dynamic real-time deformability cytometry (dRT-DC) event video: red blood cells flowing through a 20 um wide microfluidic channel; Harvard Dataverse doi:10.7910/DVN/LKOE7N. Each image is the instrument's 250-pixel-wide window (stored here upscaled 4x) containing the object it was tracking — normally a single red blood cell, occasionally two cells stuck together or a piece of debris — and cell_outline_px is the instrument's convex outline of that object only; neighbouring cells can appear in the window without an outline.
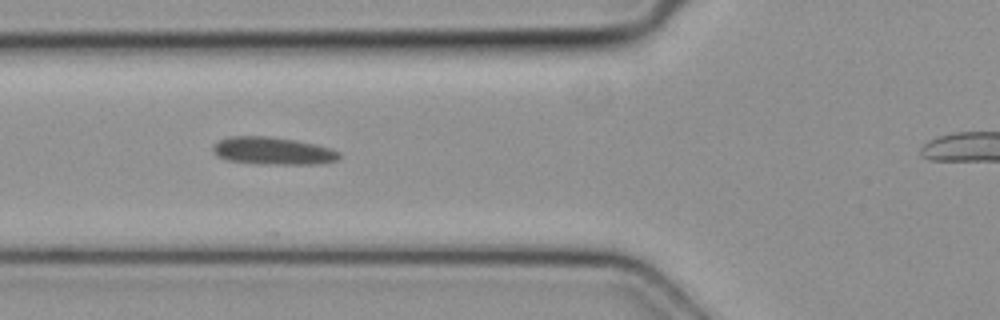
{"species": "common noctule bat (a hibernating species)", "species_latin": "Nyctalus noctula", "temperature_condition": "cold", "stored_images_in_passage": 3, "camera_frame_rate_fps": 3000, "um_per_image_px": 0.085, "animal": {"sex": "female", "body_mass_g": 19.3, "forearm_length_mm": 54.1}, "frame": {"image": 1, "passage_image": 2, "time_ms": 0.333, "image_size_px": [1000, 320], "cell_outline_px": [[340, 156], [336, 160], [320, 164], [256, 164], [228, 160], [216, 156], [212, 152], [212, 148], [220, 140], [228, 136], [268, 136], [296, 140], [316, 144], [332, 148], [340, 152]], "centroid_in_image_um": [23.2, 12.83], "position_along_channel_um": 102.6, "area_um2": 20.46}}